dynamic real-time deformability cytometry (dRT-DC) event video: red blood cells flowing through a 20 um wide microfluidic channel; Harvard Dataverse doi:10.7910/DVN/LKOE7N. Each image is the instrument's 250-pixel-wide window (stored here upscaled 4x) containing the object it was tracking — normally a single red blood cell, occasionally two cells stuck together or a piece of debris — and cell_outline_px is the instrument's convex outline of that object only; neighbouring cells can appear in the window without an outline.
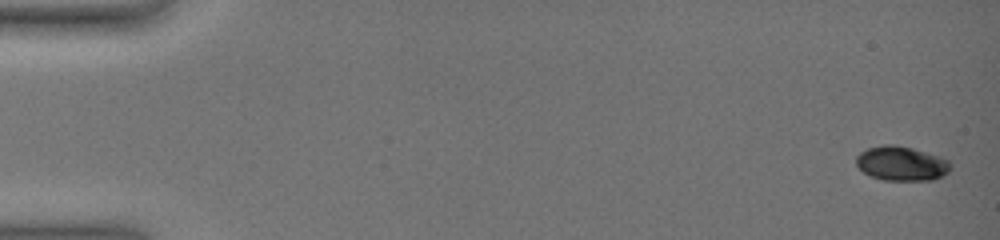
{"species": "common noctule bat (a hibernating species)", "species_latin": "Nyctalus noctula", "temperature_condition": "warm", "stored_images_in_passage": 16, "camera_frame_rate_fps": 3000, "um_per_image_px": 0.085, "animal": {"sex": "female", "body_mass_g": 19.0, "forearm_length_mm": 51.5}, "frame": {"image": 1, "passage_image": 1, "time_ms": 0.0, "image_size_px": [1000, 240], "cell_outline_px": [[952, 168], [944, 176], [932, 180], [884, 180], [872, 176], [864, 172], [856, 164], [856, 156], [860, 152], [868, 148], [884, 144], [892, 144], [912, 148], [940, 156], [948, 160], [952, 164]], "centroid_in_image_um": [76.66, 13.89], "position_along_channel_um": 8.3, "area_um2": 19.02}}
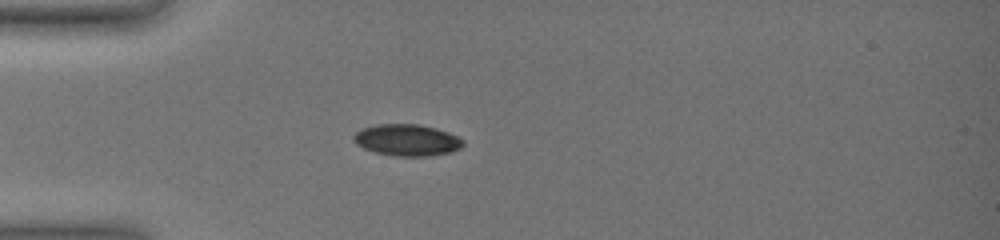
{"frame": {"image": 2, "passage_image": 9, "time_ms": 5.333, "image_size_px": [1000, 240], "cell_outline_px": [[464, 144], [460, 148], [452, 152], [432, 156], [392, 156], [376, 152], [364, 148], [356, 144], [352, 140], [352, 136], [356, 132], [364, 128], [376, 124], [420, 124], [436, 128], [448, 132], [464, 140]], "centroid_in_image_um": [34.6, 11.91], "position_along_channel_um": 50.4, "area_um2": 20.29}}
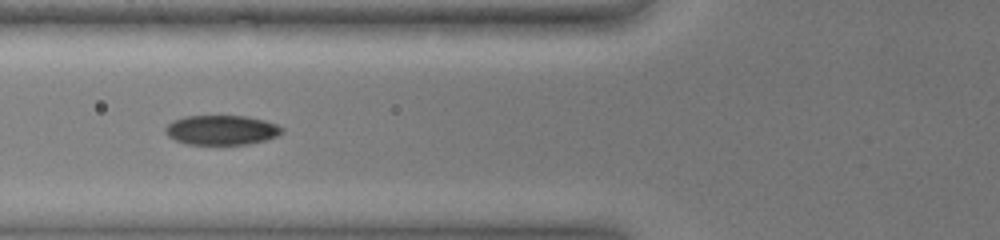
{"frame": {"image": 3, "passage_image": 12, "time_ms": 7.333, "image_size_px": [1000, 240], "cell_outline_px": [[284, 132], [276, 136], [264, 140], [248, 144], [188, 144], [176, 140], [168, 136], [164, 132], [164, 128], [172, 120], [184, 116], [248, 116], [264, 120], [276, 124], [284, 128]], "centroid_in_image_um": [18.82, 11.04], "position_along_channel_um": 107.0, "area_um2": 20.17}}